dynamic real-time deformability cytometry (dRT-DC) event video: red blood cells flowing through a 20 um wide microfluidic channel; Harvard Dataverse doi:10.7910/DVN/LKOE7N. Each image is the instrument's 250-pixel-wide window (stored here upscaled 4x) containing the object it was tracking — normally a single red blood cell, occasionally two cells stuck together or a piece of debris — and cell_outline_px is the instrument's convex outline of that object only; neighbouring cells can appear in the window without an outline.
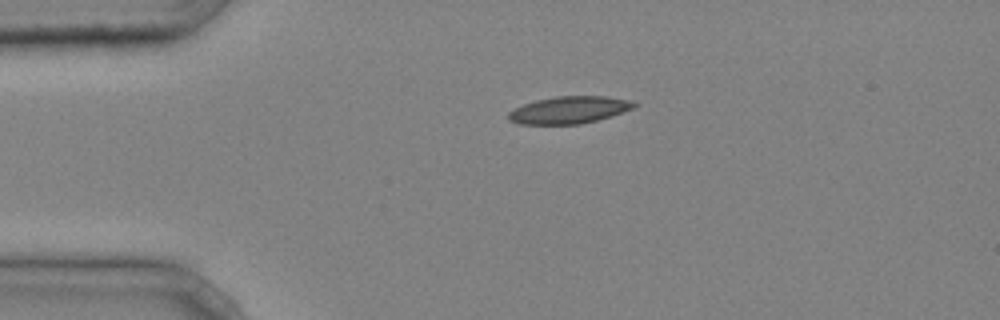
{"species": "common noctule bat (a hibernating species)", "species_latin": "Nyctalus noctula", "temperature_condition": "cold", "stored_images_in_passage": 4, "camera_frame_rate_fps": 3000, "um_per_image_px": 0.085, "animal": {"sex": "male", "body_mass_g": 20.4}, "frame": {"image": 1, "passage_image": 1, "time_ms": 0.0, "image_size_px": [1000, 320], "cell_outline_px": [[640, 104], [636, 108], [596, 120], [580, 124], [520, 124], [508, 120], [508, 112], [512, 108], [536, 100], [556, 96], [604, 96], [632, 100]], "centroid_in_image_um": [48.39, 9.34], "position_along_channel_um": 36.6, "area_um2": 20.06}}